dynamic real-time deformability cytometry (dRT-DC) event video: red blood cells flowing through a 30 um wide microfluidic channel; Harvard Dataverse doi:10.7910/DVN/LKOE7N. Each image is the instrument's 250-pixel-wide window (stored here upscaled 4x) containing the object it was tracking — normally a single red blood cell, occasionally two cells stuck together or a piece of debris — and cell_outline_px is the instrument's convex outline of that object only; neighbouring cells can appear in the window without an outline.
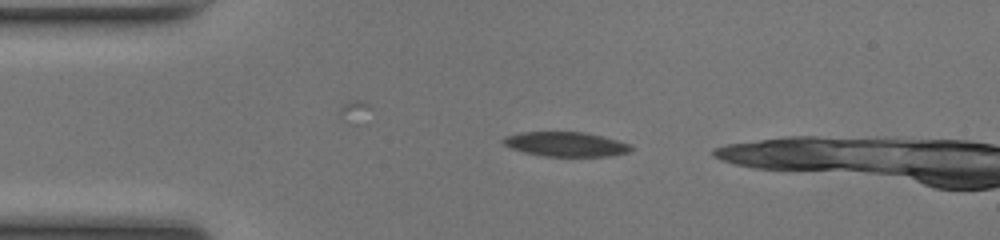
{"species": "common noctule bat (a hibernating species)", "species_latin": "Nyctalus noctula", "temperature_condition": "room temperature", "stored_images_in_passage": 34, "camera_frame_rate_fps": 3000, "um_per_image_px": 0.085, "animal": {"sex": "female", "body_mass_g": 17.0, "forearm_length_mm": 48.0}, "frame": {"image": 1, "passage_image": 4, "time_ms": 1.0, "image_size_px": [1000, 240], "cell_outline_px": [[632, 148], [628, 152], [604, 156], [544, 156], [524, 152], [512, 148], [504, 144], [500, 140], [504, 136], [520, 132], [584, 132], [616, 140], [628, 144]], "centroid_in_image_um": [48.01, 12.25], "position_along_channel_um": 37.0, "area_um2": 17.98}}
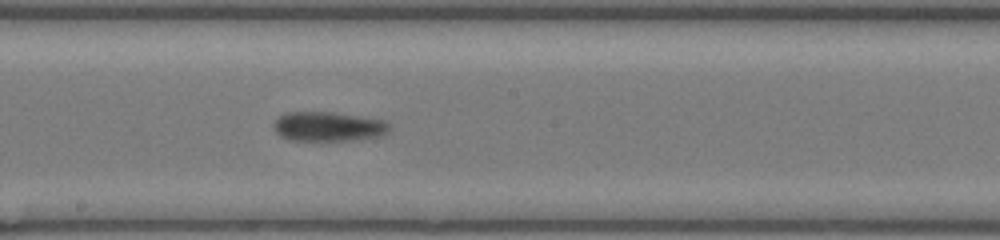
{"frame": {"image": 2, "passage_image": 20, "time_ms": 6.333, "image_size_px": [1000, 240], "cell_outline_px": [[392, 128], [388, 132], [376, 136], [352, 140], [292, 140], [280, 136], [276, 132], [276, 120], [280, 116], [288, 112], [332, 112], [360, 116], [384, 120], [392, 124]], "centroid_in_image_um": [27.97, 10.75], "position_along_channel_um": 220.2, "area_um2": 19.65}}
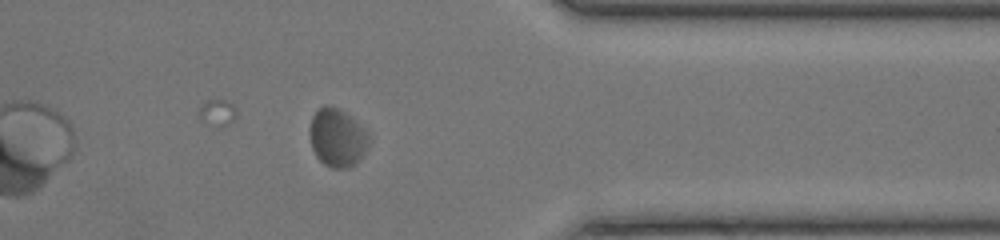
{"frame": {"image": 3, "passage_image": 33, "time_ms": 10.667, "image_size_px": [1000, 240], "cell_outline_px": [[368, 144], [364, 152], [356, 164], [348, 168], [332, 168], [324, 164], [316, 156], [312, 148], [308, 128], [312, 116], [324, 104], [332, 104], [344, 112], [364, 128], [368, 132]], "centroid_in_image_um": [28.64, 11.69], "position_along_channel_um": 382.8, "area_um2": 20.11}}